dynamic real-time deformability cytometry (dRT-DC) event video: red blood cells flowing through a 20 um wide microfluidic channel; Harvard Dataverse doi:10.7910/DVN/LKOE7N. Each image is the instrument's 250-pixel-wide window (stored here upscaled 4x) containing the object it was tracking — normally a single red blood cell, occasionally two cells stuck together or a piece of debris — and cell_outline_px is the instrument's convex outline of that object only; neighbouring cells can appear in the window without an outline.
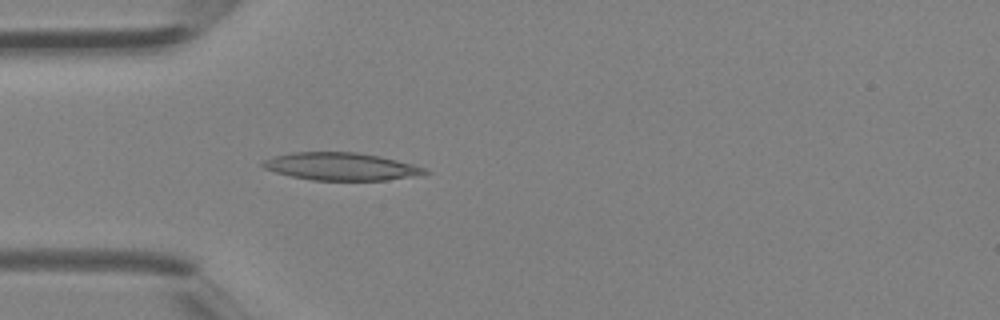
{"species": "Egyptian fruit bat (a non-hibernating species)", "species_latin": "Rousettus aegyptiacus", "temperature_condition": "room temperature", "stored_images_in_passage": 2, "camera_frame_rate_fps": 3000, "um_per_image_px": 0.085, "animal": {"sex": "female"}, "frame": {"image": 1, "passage_image": 2, "time_ms": 0.333, "image_size_px": [1000, 320], "cell_outline_px": [[432, 172], [424, 176], [384, 180], [312, 180], [292, 176], [276, 172], [264, 168], [260, 164], [264, 160], [276, 156], [292, 152], [356, 152], [380, 156], [412, 164], [424, 168]], "centroid_in_image_um": [29.06, 14.16], "position_along_channel_um": 55.9, "area_um2": 26.13}}